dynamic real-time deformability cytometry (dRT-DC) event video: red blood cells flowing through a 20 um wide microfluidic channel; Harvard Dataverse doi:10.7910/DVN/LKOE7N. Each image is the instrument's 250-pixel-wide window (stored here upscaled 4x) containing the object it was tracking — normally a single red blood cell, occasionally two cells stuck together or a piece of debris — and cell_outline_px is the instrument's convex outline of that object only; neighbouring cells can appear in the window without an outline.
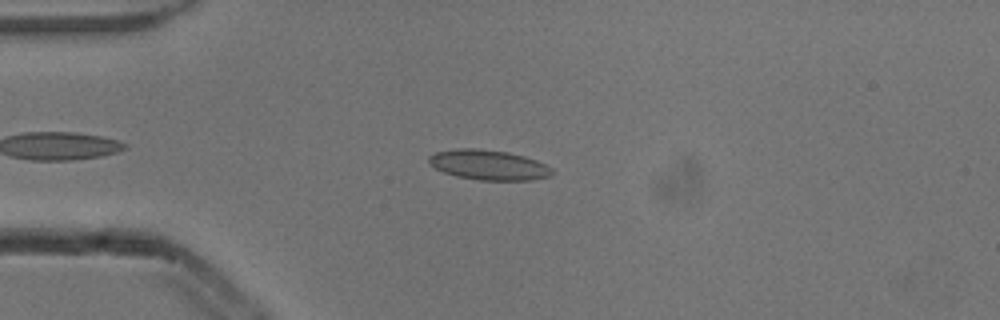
{"species": "common noctule bat (a hibernating species)", "species_latin": "Nyctalus noctula", "temperature_condition": "cold", "stored_images_in_passage": 7, "camera_frame_rate_fps": 3000, "um_per_image_px": 0.085, "animal": {"sex": "male", "body_mass_g": 13.3}, "frame": {"image": 1, "passage_image": 4, "time_ms": 1.0, "image_size_px": [1000, 320], "cell_outline_px": [[556, 172], [552, 176], [532, 180], [480, 180], [456, 176], [444, 172], [428, 164], [428, 156], [436, 152], [460, 148], [476, 148], [508, 152], [524, 156], [536, 160], [552, 168]], "centroid_in_image_um": [41.55, 14.02], "position_along_channel_um": 43.4, "area_um2": 21.68}}
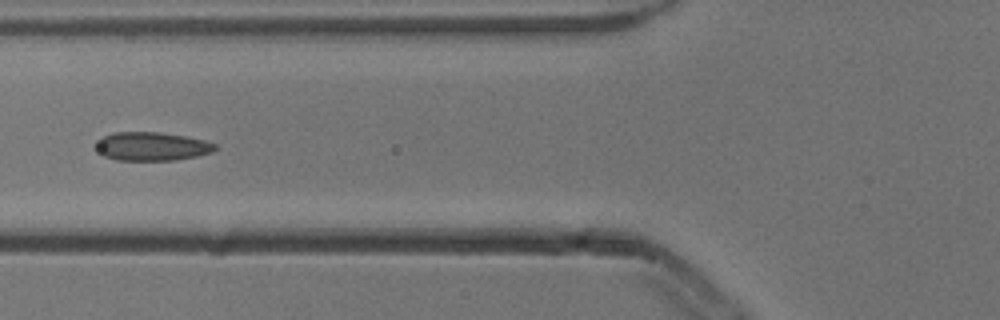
{"frame": {"image": 2, "passage_image": 6, "time_ms": 1.667, "image_size_px": [1000, 320], "cell_outline_px": [[216, 148], [212, 152], [196, 156], [176, 160], [116, 160], [104, 156], [96, 148], [96, 144], [104, 136], [112, 132], [160, 132], [184, 136], [204, 140], [216, 144]], "centroid_in_image_um": [12.91, 12.44], "position_along_channel_um": 112.9, "area_um2": 19.71}}
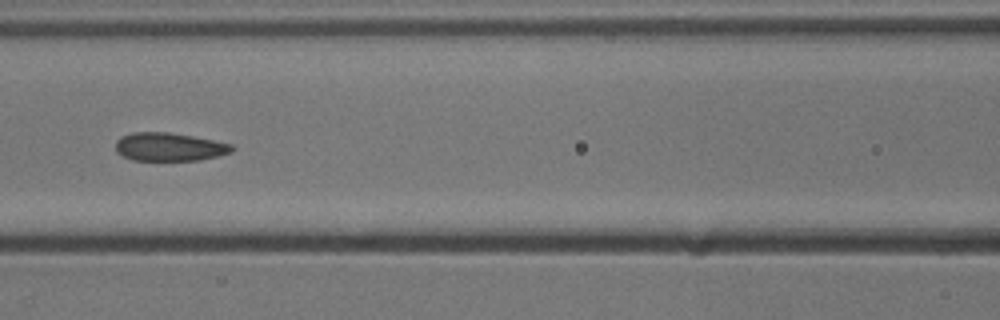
{"frame": {"image": 3, "passage_image": 7, "time_ms": 2.0, "image_size_px": [1000, 320], "cell_outline_px": [[232, 152], [200, 160], [132, 160], [120, 156], [116, 152], [116, 140], [120, 136], [132, 132], [168, 132], [192, 136], [232, 144]], "centroid_in_image_um": [14.32, 12.48], "position_along_channel_um": 152.3, "area_um2": 19.19}}